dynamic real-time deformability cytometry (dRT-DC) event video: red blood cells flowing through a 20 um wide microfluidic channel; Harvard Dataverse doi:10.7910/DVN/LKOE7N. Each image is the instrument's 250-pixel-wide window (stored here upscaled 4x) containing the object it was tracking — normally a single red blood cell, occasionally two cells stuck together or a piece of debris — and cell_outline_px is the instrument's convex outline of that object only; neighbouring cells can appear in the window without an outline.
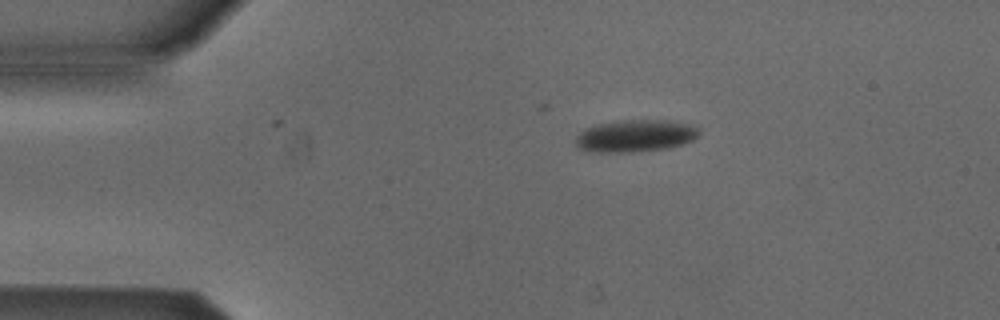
{"species": "Egyptian fruit bat (a non-hibernating species)", "species_latin": "Rousettus aegyptiacus", "temperature_condition": "cold", "stored_images_in_passage": 4, "camera_frame_rate_fps": 3000, "um_per_image_px": 0.085, "animal": {"sex": "male"}, "frame": {"image": 1, "passage_image": 2, "time_ms": 0.333, "image_size_px": [1000, 320], "cell_outline_px": [[700, 136], [692, 140], [668, 148], [632, 152], [592, 152], [576, 148], [576, 136], [580, 132], [588, 128], [600, 124], [624, 120], [660, 120], [688, 124], [696, 128], [700, 132]], "centroid_in_image_um": [53.98, 11.56], "position_along_channel_um": 31.0, "area_um2": 22.83}}
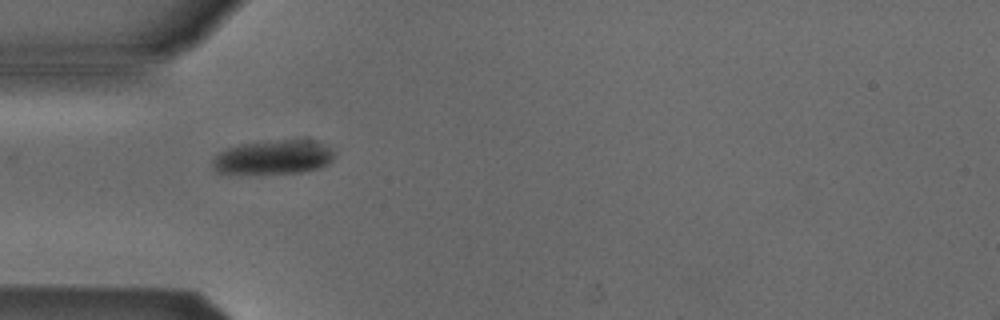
{"frame": {"image": 2, "passage_image": 3, "time_ms": 0.667, "image_size_px": [1000, 320], "cell_outline_px": [[332, 160], [328, 164], [320, 168], [300, 172], [216, 172], [212, 168], [212, 160], [220, 152], [228, 148], [240, 144], [276, 140], [316, 140], [332, 148]], "centroid_in_image_um": [23.27, 13.34], "position_along_channel_um": 61.7, "area_um2": 23.76}}
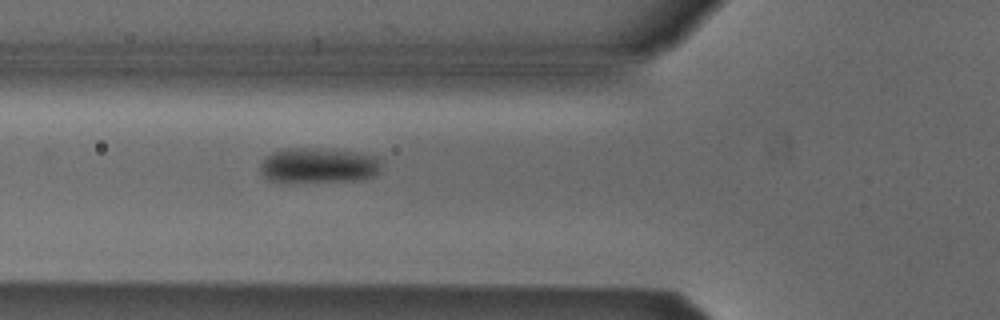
{"frame": {"image": 3, "passage_image": 4, "time_ms": 1.0, "image_size_px": [1000, 320], "cell_outline_px": [[380, 172], [376, 176], [360, 180], [284, 184], [268, 180], [260, 172], [260, 164], [272, 152], [284, 148], [308, 148], [348, 152], [380, 156]], "centroid_in_image_um": [27.05, 14.11], "position_along_channel_um": 98.8, "area_um2": 25.43}}